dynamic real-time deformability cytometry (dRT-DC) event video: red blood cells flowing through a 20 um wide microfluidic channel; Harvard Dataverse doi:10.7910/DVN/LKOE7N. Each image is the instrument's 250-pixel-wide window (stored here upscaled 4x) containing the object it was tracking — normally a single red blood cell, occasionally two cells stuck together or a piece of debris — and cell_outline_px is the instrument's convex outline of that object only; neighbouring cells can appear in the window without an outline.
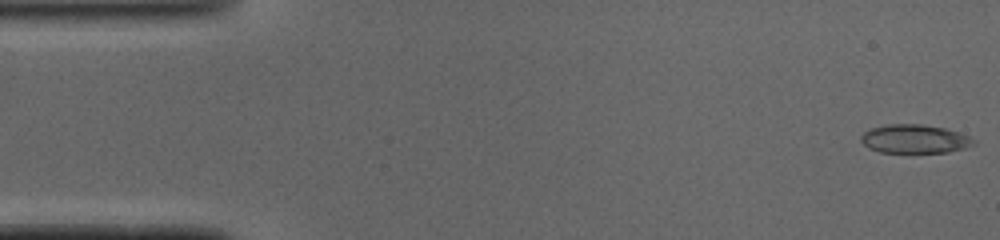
{"species": "common noctule bat (a hibernating species)", "species_latin": "Nyctalus noctula", "temperature_condition": "cold", "stored_images_in_passage": 48, "camera_frame_rate_fps": 3000, "um_per_image_px": 0.085, "animal": {"sex": "male", "body_mass_g": 19.0, "forearm_length_mm": 50.8}, "frame": {"image": 1, "passage_image": 1, "time_ms": 0.0, "image_size_px": [1000, 240], "cell_outline_px": [[976, 144], [964, 148], [948, 152], [880, 152], [868, 148], [860, 140], [860, 136], [864, 132], [872, 128], [888, 124], [920, 124], [944, 128], [968, 136], [976, 140]], "centroid_in_image_um": [77.73, 11.81], "position_along_channel_um": 7.3, "area_um2": 18.67}}
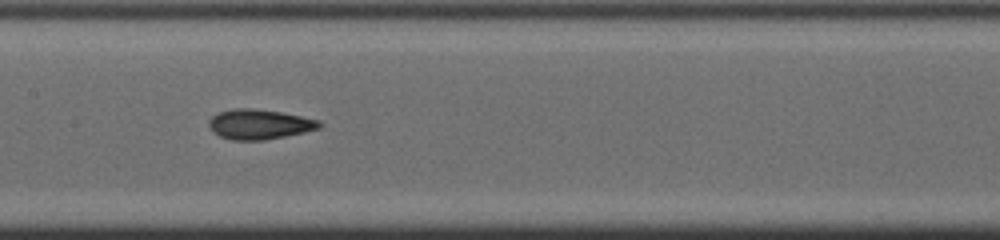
{"frame": {"image": 2, "passage_image": 23, "time_ms": 7.333, "image_size_px": [1000, 240], "cell_outline_px": [[324, 124], [320, 128], [304, 132], [264, 140], [232, 140], [220, 136], [212, 132], [208, 124], [208, 120], [212, 116], [220, 112], [232, 108], [252, 108], [280, 112], [320, 120]], "centroid_in_image_um": [22.03, 10.56], "position_along_channel_um": 185.4, "area_um2": 19.31}}
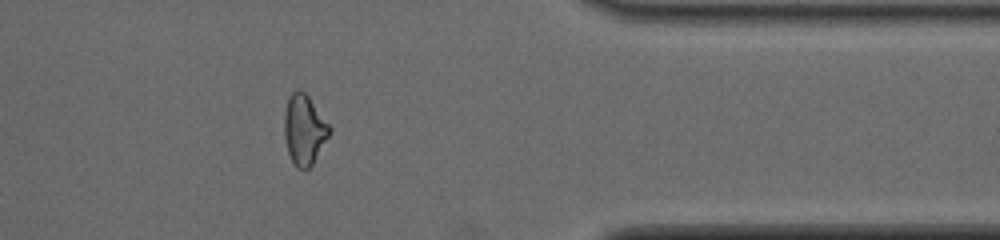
{"frame": {"image": 3, "passage_image": 39, "time_ms": 12.667, "image_size_px": [1000, 240], "cell_outline_px": [[332, 132], [312, 164], [304, 172], [296, 168], [288, 152], [284, 136], [284, 112], [288, 96], [296, 88], [300, 88], [308, 96], [332, 128]], "centroid_in_image_um": [25.85, 11.02], "position_along_channel_um": 385.5, "area_um2": 18.73}, "authors_computed_cell_mechanics": {"area_um2": 18.8717, "velocity_mm_per_s": 4.1182, "shape_relaxation_time_tau1_ms": 5.7385, "shape_relaxation_time_tau2_ms": 1.9825, "deformation_change_tau1": 0.1896, "deformation_change_tau2": 0.091}}